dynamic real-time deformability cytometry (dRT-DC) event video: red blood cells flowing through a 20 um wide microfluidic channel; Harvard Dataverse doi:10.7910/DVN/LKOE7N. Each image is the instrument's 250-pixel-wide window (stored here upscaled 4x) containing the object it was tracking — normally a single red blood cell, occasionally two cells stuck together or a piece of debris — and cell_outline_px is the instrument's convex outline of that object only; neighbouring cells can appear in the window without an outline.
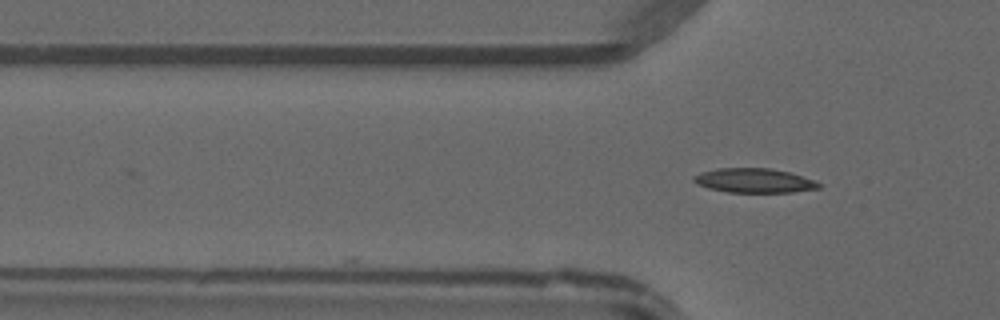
{"species": "common noctule bat (a hibernating species)", "species_latin": "Nyctalus noctula", "temperature_condition": "warm", "stored_images_in_passage": 3, "camera_frame_rate_fps": 3000, "um_per_image_px": 0.085, "animal": {"sex": "male", "forearm_length_mm": 52.5}, "frame": {"image": 1, "passage_image": 3, "time_ms": 0.667, "image_size_px": [1000, 320], "cell_outline_px": [[824, 184], [820, 188], [792, 192], [728, 192], [708, 188], [696, 184], [692, 180], [692, 176], [700, 172], [716, 168], [772, 168], [788, 172], [816, 180]], "centroid_in_image_um": [64.1, 15.34], "position_along_channel_um": 61.7, "area_um2": 17.98}}